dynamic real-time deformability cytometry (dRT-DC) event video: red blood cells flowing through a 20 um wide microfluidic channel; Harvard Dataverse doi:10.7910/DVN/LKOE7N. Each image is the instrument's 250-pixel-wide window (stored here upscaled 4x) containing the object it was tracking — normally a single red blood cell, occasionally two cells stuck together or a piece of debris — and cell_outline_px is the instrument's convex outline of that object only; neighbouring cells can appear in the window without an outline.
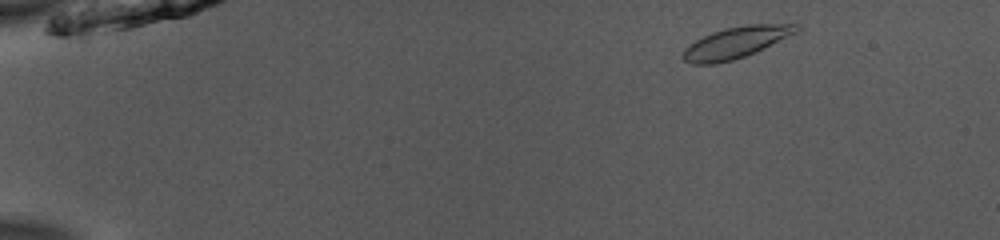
{"species": "common noctule bat (a hibernating species)", "species_latin": "Nyctalus noctula", "temperature_condition": "room temperature", "stored_images_in_passage": 47, "camera_frame_rate_fps": 3000, "um_per_image_px": 0.085, "animal": {"sex": "male", "body_mass_g": 13.0, "forearm_length_mm": 53.1}, "frame": {"image": 1, "passage_image": 2, "time_ms": 0.333, "image_size_px": [1000, 240], "cell_outline_px": [[804, 24], [796, 32], [744, 56], [732, 60], [716, 64], [692, 64], [684, 60], [680, 56], [684, 48], [696, 40], [712, 32], [724, 28], [748, 24]], "centroid_in_image_um": [62.49, 3.61], "position_along_channel_um": 22.5, "area_um2": 20.4}}
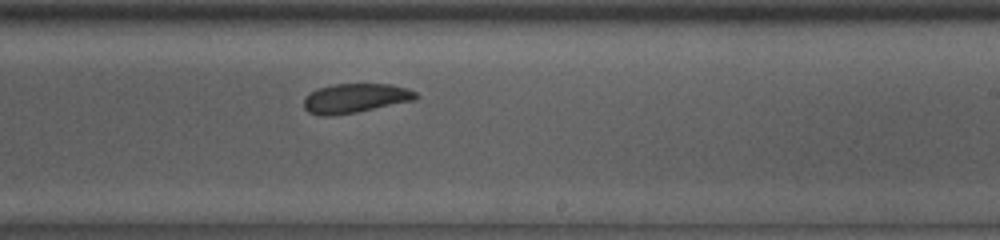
{"frame": {"image": 2, "passage_image": 28, "time_ms": 9.0, "image_size_px": [1000, 240], "cell_outline_px": [[420, 96], [416, 100], [356, 112], [328, 116], [324, 116], [308, 112], [304, 108], [304, 100], [316, 88], [336, 84], [392, 84], [408, 88], [416, 92]], "centroid_in_image_um": [30.25, 8.34], "position_along_channel_um": 258.8, "area_um2": 19.13}}
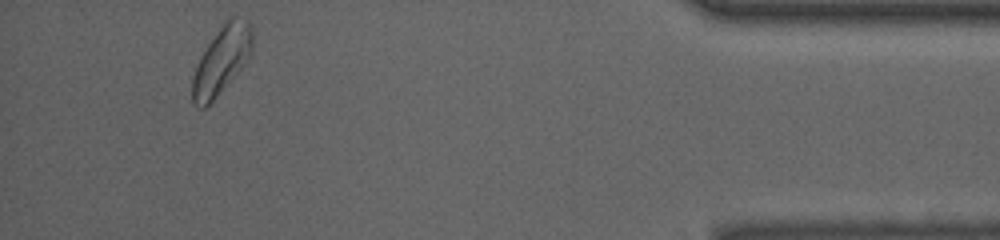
{"frame": {"image": 3, "passage_image": 44, "time_ms": 14.333, "image_size_px": [1000, 240], "cell_outline_px": [[252, 52], [248, 60], [216, 96], [204, 108], [196, 108], [192, 104], [192, 80], [200, 56], [204, 48], [220, 24], [228, 16], [236, 16], [248, 20], [252, 24]], "centroid_in_image_um": [18.84, 5.04], "position_along_channel_um": 416.4, "area_um2": 23.93}, "authors_computed_cell_mechanics": {"area_um2": 19.8832, "velocity_mm_per_s": 3.9047, "shape_relaxation_time_tau1_ms": 2.3726, "shape_relaxation_time_tau2_ms": 2.7014, "deformation_change_tau1": 0.0974, "deformation_change_tau2": 0.0671}}